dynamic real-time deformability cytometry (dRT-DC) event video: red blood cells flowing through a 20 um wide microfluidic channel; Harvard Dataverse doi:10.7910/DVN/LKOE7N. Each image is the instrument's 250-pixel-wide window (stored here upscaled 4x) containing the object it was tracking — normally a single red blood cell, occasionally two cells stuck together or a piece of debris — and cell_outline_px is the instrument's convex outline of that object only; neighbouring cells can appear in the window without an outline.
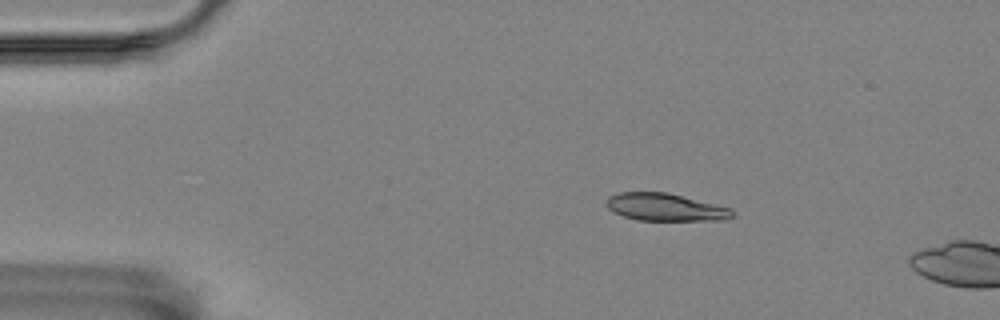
{"species": "Egyptian fruit bat (a non-hibernating species)", "species_latin": "Rousettus aegyptiacus", "temperature_condition": "room temperature", "stored_images_in_passage": 4, "camera_frame_rate_fps": 3000, "um_per_image_px": 0.085, "animal": {"sex": "female"}, "frame": {"image": 1, "passage_image": 3, "time_ms": 0.667, "image_size_px": [1000, 320], "cell_outline_px": [[736, 216], [728, 220], [640, 220], [624, 216], [612, 212], [604, 204], [604, 200], [608, 196], [620, 192], [668, 192], [732, 208], [736, 212]], "centroid_in_image_um": [56.58, 17.61], "position_along_channel_um": 28.4, "area_um2": 20.58}}